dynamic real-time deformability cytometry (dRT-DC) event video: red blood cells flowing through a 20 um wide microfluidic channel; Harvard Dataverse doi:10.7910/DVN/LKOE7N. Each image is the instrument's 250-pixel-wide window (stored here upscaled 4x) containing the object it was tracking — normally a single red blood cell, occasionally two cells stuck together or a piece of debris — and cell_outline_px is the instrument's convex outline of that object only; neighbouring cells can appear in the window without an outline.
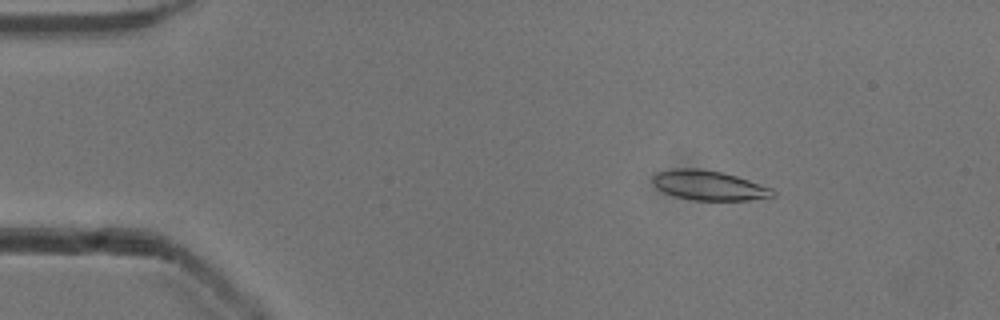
{"species": "common noctule bat (a hibernating species)", "species_latin": "Nyctalus noctula", "temperature_condition": "cold", "stored_images_in_passage": 4, "camera_frame_rate_fps": 3000, "um_per_image_px": 0.085, "animal": {"sex": "male", "body_mass_g": 13.3}, "frame": {"image": 1, "passage_image": 2, "time_ms": 0.333, "image_size_px": [1000, 320], "cell_outline_px": [[776, 196], [748, 200], [692, 200], [676, 196], [664, 192], [656, 188], [652, 180], [652, 176], [656, 172], [672, 168], [696, 168], [720, 172], [736, 176], [772, 188], [776, 192]], "centroid_in_image_um": [60.23, 15.75], "position_along_channel_um": 24.8, "area_um2": 20.75}}